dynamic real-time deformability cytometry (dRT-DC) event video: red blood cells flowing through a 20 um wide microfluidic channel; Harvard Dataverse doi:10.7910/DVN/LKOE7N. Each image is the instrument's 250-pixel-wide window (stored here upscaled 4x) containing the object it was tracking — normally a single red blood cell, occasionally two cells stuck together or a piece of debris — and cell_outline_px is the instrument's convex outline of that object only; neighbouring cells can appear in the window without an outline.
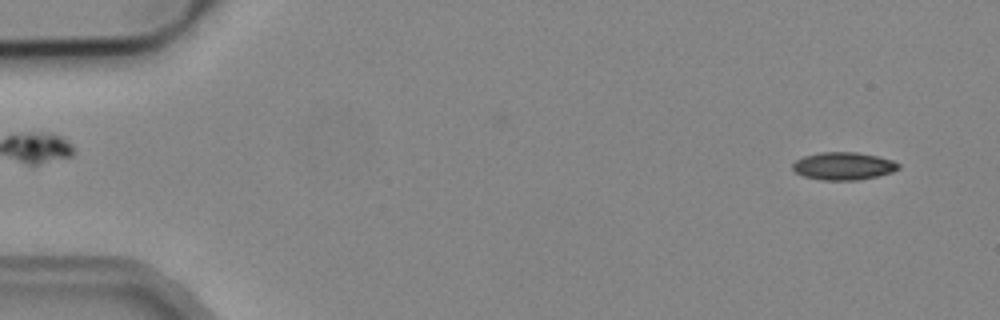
{"species": "common noctule bat (a hibernating species)", "species_latin": "Nyctalus noctula", "temperature_condition": "cold", "stored_images_in_passage": 15, "camera_frame_rate_fps": 3000, "um_per_image_px": 0.085, "animal": {"sex": "male", "body_mass_g": 19.2, "forearm_length_mm": 51.8}, "frame": {"image": 1, "passage_image": 3, "time_ms": 0.667, "image_size_px": [1000, 320], "cell_outline_px": [[900, 168], [892, 172], [876, 176], [856, 180], [820, 180], [804, 176], [796, 172], [792, 168], [792, 164], [796, 160], [804, 156], [820, 152], [856, 152], [876, 156], [892, 160], [900, 164]], "centroid_in_image_um": [71.68, 14.11], "position_along_channel_um": 13.3, "area_um2": 16.99}}